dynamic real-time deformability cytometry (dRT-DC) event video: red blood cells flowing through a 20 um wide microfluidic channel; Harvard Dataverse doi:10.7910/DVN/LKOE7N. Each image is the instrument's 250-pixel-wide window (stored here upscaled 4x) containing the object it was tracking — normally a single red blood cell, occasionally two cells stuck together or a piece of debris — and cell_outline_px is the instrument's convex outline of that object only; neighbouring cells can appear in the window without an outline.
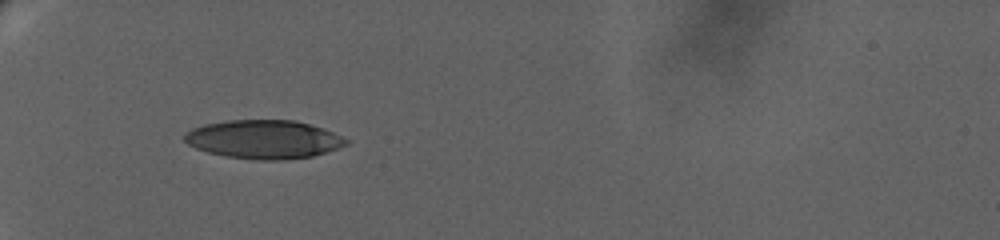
{"species": "human", "species_latin": "Homo sapiens", "temperature_condition": "warm", "stored_images_in_passage": 20, "camera_frame_rate_fps": 3000, "um_per_image_px": 0.085, "donor": {"sex": "female"}, "frame": {"image": 1, "passage_image": 1, "time_ms": 0.0, "image_size_px": [1000, 240], "cell_outline_px": [[348, 144], [312, 156], [280, 160], [256, 160], [224, 156], [208, 152], [196, 148], [188, 144], [184, 140], [184, 136], [192, 128], [204, 124], [228, 120], [296, 120], [332, 132], [348, 140]], "centroid_in_image_um": [22.38, 11.84], "position_along_channel_um": 62.6, "area_um2": 36.01}}
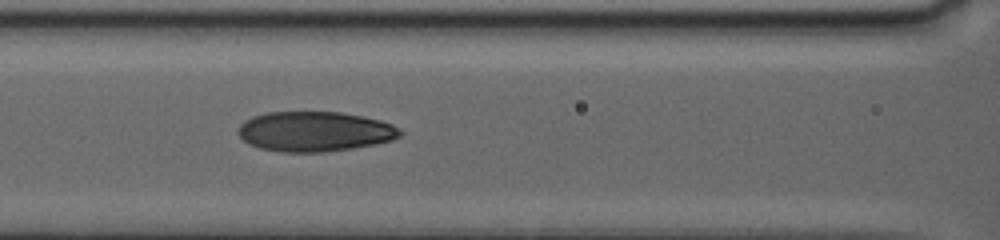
{"frame": {"image": 2, "passage_image": 14, "time_ms": 3.0, "image_size_px": [1000, 240], "cell_outline_px": [[404, 132], [400, 136], [392, 140], [376, 144], [352, 148], [324, 152], [280, 152], [260, 148], [248, 144], [236, 132], [236, 128], [244, 120], [252, 116], [268, 112], [340, 112], [380, 120], [392, 124]], "centroid_in_image_um": [26.72, 11.18], "position_along_channel_um": 139.9, "area_um2": 37.92}}
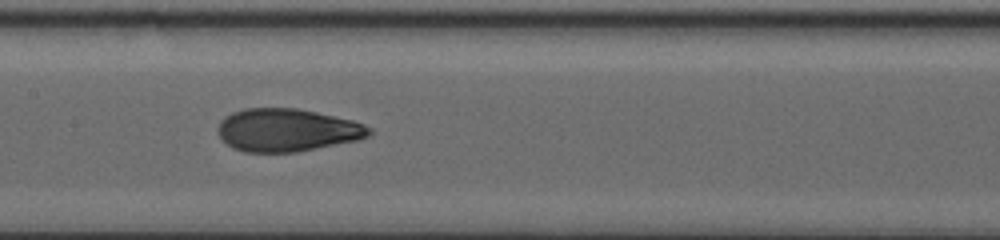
{"frame": {"image": 3, "passage_image": 19, "time_ms": 4.333, "image_size_px": [1000, 240], "cell_outline_px": [[372, 132], [368, 136], [360, 140], [296, 152], [244, 152], [232, 148], [216, 132], [216, 128], [220, 120], [224, 116], [232, 112], [244, 108], [296, 108], [316, 112], [352, 120], [364, 124], [372, 128]], "centroid_in_image_um": [24.39, 11.06], "position_along_channel_um": 183.0, "area_um2": 38.03}}